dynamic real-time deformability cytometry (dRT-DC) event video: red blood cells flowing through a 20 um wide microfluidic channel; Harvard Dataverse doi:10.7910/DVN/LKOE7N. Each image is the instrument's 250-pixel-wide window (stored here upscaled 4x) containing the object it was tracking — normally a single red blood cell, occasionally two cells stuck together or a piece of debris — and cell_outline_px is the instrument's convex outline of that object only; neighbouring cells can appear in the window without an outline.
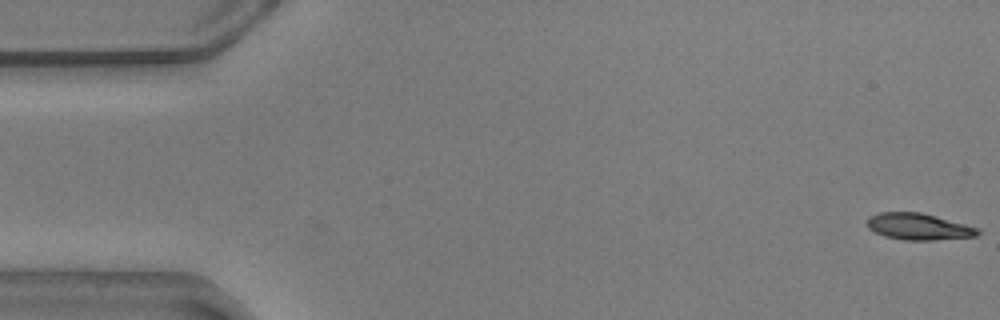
{"species": "common noctule bat (a hibernating species)", "species_latin": "Nyctalus noctula", "temperature_condition": "warm", "stored_images_in_passage": 56, "camera_frame_rate_fps": 3000, "um_per_image_px": 0.085, "animal": {"sex": "male", "body_mass_g": 20.5, "forearm_length_mm": 52.5}, "frame": {"image": 1, "passage_image": 1, "time_ms": 0.0, "image_size_px": [1000, 320], "cell_outline_px": [[980, 232], [976, 236], [936, 240], [904, 240], [884, 236], [868, 228], [868, 216], [880, 212], [920, 212], [936, 216], [980, 228]], "centroid_in_image_um": [78.09, 19.26], "position_along_channel_um": 6.9, "area_um2": 17.11}}
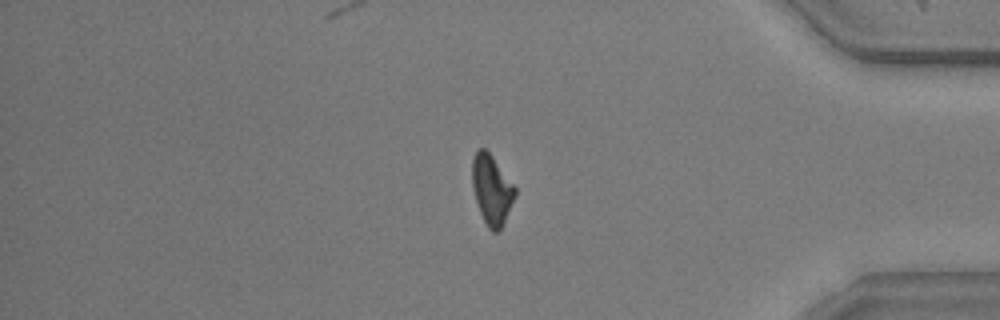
{"frame": {"image": 2, "passage_image": 47, "time_ms": 15.333, "image_size_px": [1000, 320], "cell_outline_px": [[516, 196], [504, 224], [496, 232], [492, 232], [488, 228], [480, 212], [472, 188], [472, 160], [476, 152], [480, 148], [484, 148], [492, 156], [516, 188]], "centroid_in_image_um": [41.8, 16.14], "position_along_channel_um": 393.4, "area_um2": 17.28}}
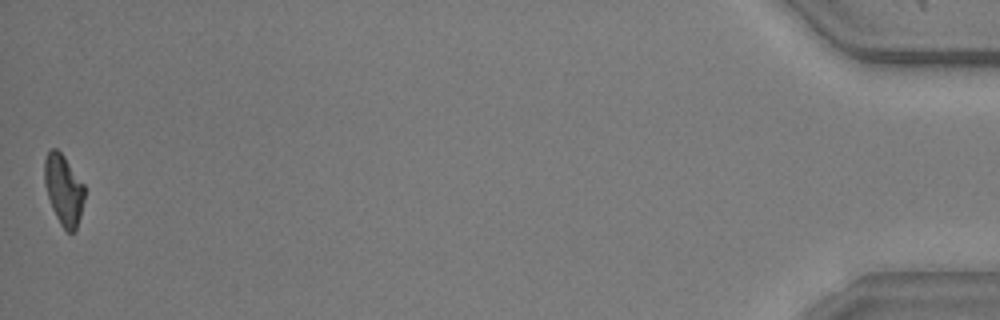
{"frame": {"image": 3, "passage_image": 56, "time_ms": 18.333, "image_size_px": [1000, 320], "cell_outline_px": [[84, 200], [76, 232], [68, 232], [60, 224], [52, 208], [44, 184], [44, 160], [48, 152], [52, 148], [56, 148], [64, 156], [84, 184]], "centroid_in_image_um": [5.41, 16.13], "position_along_channel_um": 429.8, "area_um2": 16.42}, "authors_computed_cell_mechanics": {"area_um2": 17.8602, "velocity_mm_per_s": 3.5903, "shape_relaxation_time_tau1_ms": 4.1248, "shape_relaxation_time_tau2_ms": null, "deformation_change_tau1": 0.16, "deformation_change_tau2": null}}